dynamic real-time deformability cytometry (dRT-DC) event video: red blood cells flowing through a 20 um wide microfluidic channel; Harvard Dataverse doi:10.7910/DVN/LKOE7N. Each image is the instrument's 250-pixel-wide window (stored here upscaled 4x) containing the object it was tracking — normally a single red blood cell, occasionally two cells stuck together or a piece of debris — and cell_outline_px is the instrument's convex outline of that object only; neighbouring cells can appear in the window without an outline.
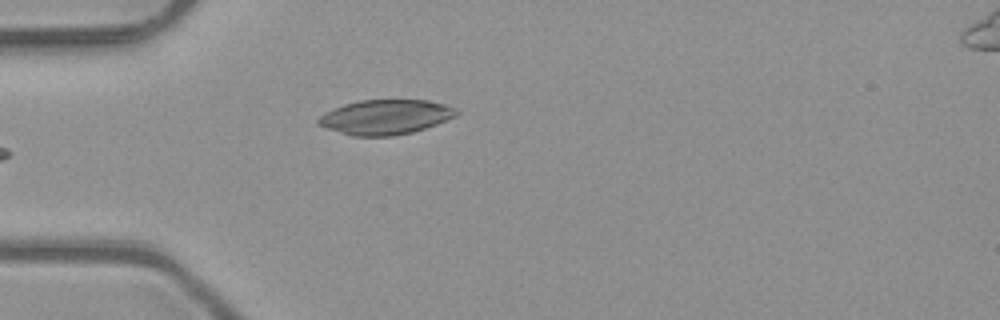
{"species": "common noctule bat (a hibernating species)", "species_latin": "Nyctalus noctula", "temperature_condition": "room temperature", "stored_images_in_passage": 4, "camera_frame_rate_fps": 3000, "um_per_image_px": 0.085, "animal": {"sex": "male", "body_mass_g": 23.1, "forearm_length_mm": 52.7}, "frame": {"image": 1, "passage_image": 4, "time_ms": 1.0, "image_size_px": [1000, 320], "cell_outline_px": [[460, 112], [456, 116], [436, 124], [412, 132], [392, 136], [352, 136], [316, 124], [316, 120], [324, 112], [344, 104], [360, 100], [428, 100], [444, 104], [456, 108]], "centroid_in_image_um": [32.76, 9.94], "position_along_channel_um": 52.2, "area_um2": 27.92}}